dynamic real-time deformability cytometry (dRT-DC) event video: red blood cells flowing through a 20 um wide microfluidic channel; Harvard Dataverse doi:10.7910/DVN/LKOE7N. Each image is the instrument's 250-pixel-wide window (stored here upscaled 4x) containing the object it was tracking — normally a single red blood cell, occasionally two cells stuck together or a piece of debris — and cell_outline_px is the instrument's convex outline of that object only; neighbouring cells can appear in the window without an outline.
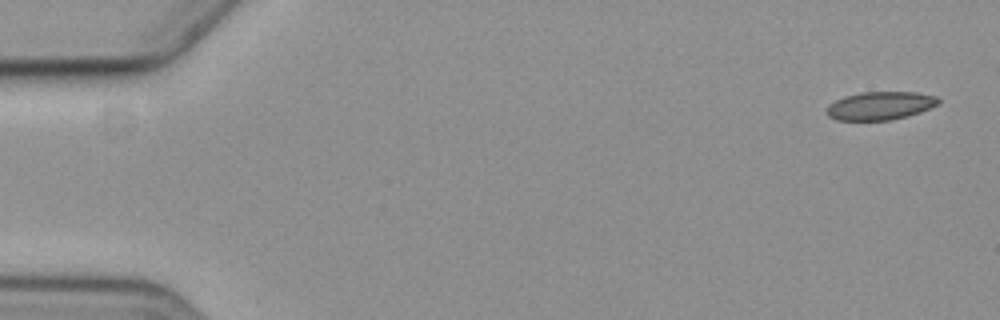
{"species": "common noctule bat (a hibernating species)", "species_latin": "Nyctalus noctula", "temperature_condition": "cold", "stored_images_in_passage": 8, "camera_frame_rate_fps": 3000, "um_per_image_px": 0.085, "animal": {"sex": "female", "body_mass_g": 19.3, "forearm_length_mm": 54.1}, "frame": {"image": 1, "passage_image": 1, "time_ms": 0.0, "image_size_px": [1000, 320], "cell_outline_px": [[940, 104], [920, 112], [908, 116], [888, 120], [836, 120], [828, 116], [824, 112], [828, 104], [844, 96], [860, 92], [916, 92], [936, 96], [940, 100]], "centroid_in_image_um": [74.8, 8.98], "position_along_channel_um": 10.2, "area_um2": 18.55}}
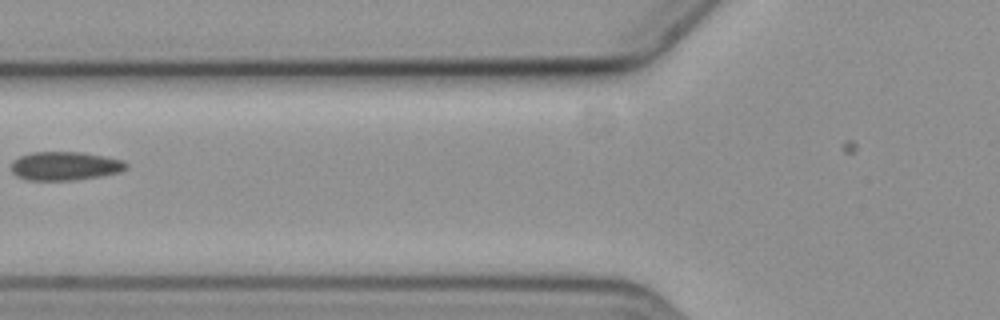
{"frame": {"image": 2, "passage_image": 6, "time_ms": 7.0, "image_size_px": [1000, 320], "cell_outline_px": [[128, 168], [120, 172], [100, 176], [76, 180], [24, 180], [16, 176], [12, 172], [12, 160], [20, 156], [32, 152], [80, 152], [104, 156], [124, 160], [128, 164]], "centroid_in_image_um": [5.53, 14.11], "position_along_channel_um": 120.3, "area_um2": 19.36}}
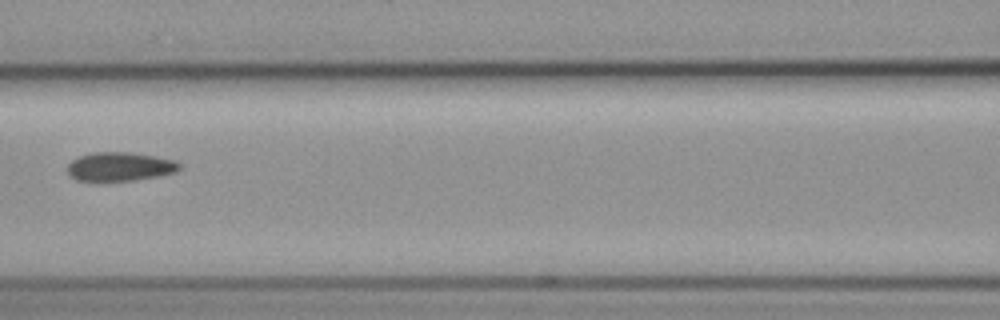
{"frame": {"image": 3, "passage_image": 7, "time_ms": 8.0, "image_size_px": [1000, 320], "cell_outline_px": [[180, 168], [176, 172], [160, 176], [132, 180], [76, 180], [68, 172], [68, 164], [72, 160], [80, 156], [92, 152], [132, 152], [156, 156], [176, 160], [180, 164]], "centroid_in_image_um": [10.23, 14.14], "position_along_channel_um": 156.4, "area_um2": 18.73}}